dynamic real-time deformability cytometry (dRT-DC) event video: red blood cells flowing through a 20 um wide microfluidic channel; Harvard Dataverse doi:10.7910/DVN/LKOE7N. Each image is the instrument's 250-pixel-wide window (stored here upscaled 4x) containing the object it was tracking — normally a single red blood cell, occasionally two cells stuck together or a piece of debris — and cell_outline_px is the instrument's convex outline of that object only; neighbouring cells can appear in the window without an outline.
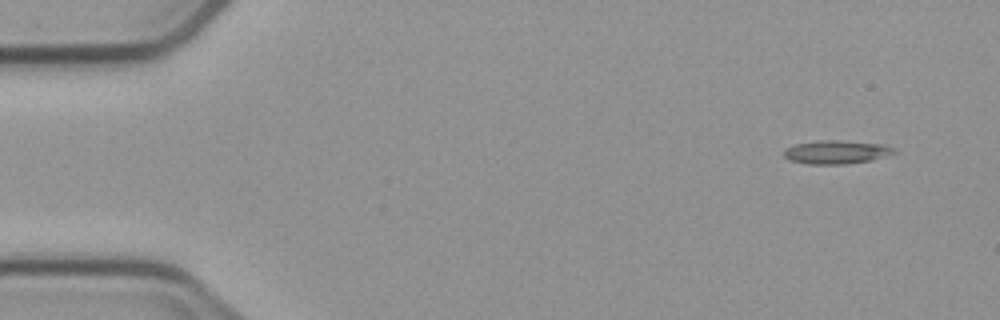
{"species": "common noctule bat (a hibernating species)", "species_latin": "Nyctalus noctula", "temperature_condition": "cold", "stored_images_in_passage": 8, "camera_frame_rate_fps": 3000, "um_per_image_px": 0.085, "animal": {"sex": "male", "body_mass_g": 23.1, "forearm_length_mm": 52.7}, "frame": {"image": 1, "passage_image": 1, "time_ms": 0.0, "image_size_px": [1000, 320], "cell_outline_px": [[900, 152], [872, 160], [844, 164], [808, 164], [788, 160], [784, 156], [784, 148], [796, 144], [820, 140], [836, 140], [880, 144], [896, 148]], "centroid_in_image_um": [71.1, 12.93], "position_along_channel_um": 13.9, "area_um2": 15.14}}
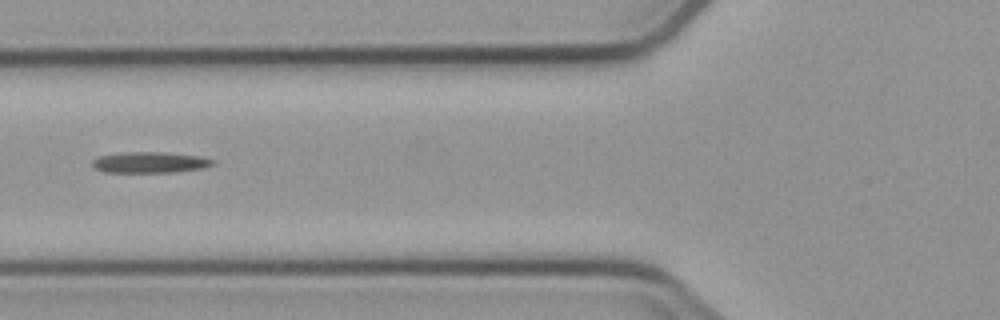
{"frame": {"image": 2, "passage_image": 5, "time_ms": 5.667, "image_size_px": [1000, 320], "cell_outline_px": [[216, 164], [204, 168], [172, 172], [104, 172], [96, 168], [92, 164], [92, 160], [100, 156], [124, 152], [164, 152], [200, 156], [216, 160]], "centroid_in_image_um": [12.8, 13.8], "position_along_channel_um": 113.0, "area_um2": 14.74}}
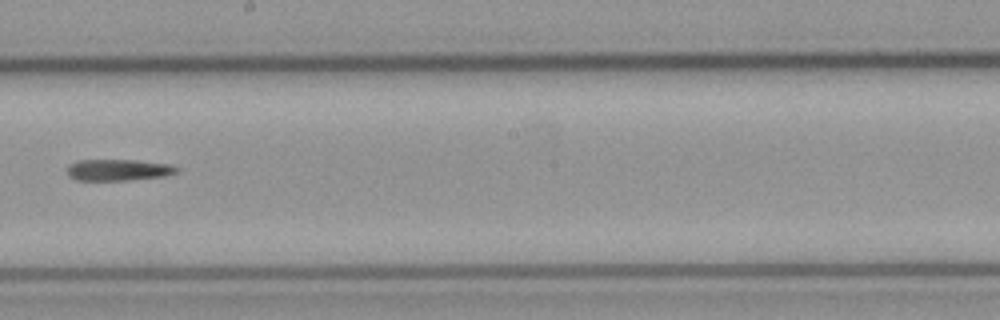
{"frame": {"image": 3, "passage_image": 8, "time_ms": 9.0, "image_size_px": [1000, 320], "cell_outline_px": [[180, 168], [176, 172], [164, 176], [128, 180], [76, 180], [68, 176], [68, 164], [80, 160], [136, 160], [168, 164]], "centroid_in_image_um": [10.03, 14.44], "position_along_channel_um": 238.2, "area_um2": 13.58}}